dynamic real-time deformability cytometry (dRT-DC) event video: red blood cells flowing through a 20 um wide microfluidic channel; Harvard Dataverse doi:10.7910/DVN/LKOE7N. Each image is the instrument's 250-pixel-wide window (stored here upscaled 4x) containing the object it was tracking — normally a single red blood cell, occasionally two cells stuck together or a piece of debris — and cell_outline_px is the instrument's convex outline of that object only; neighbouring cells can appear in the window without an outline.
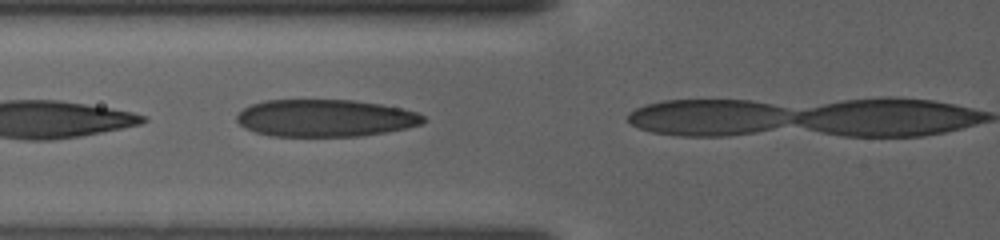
{"species": "human", "species_latin": "Homo sapiens", "temperature_condition": "warm", "stored_images_in_passage": 7, "camera_frame_rate_fps": 3000, "um_per_image_px": 0.085, "donor": {"sex": "female"}, "frame": {"image": 1, "passage_image": 6, "time_ms": 1.667, "image_size_px": [1000, 240], "cell_outline_px": [[428, 120], [420, 124], [408, 128], [388, 132], [360, 136], [272, 136], [256, 132], [244, 128], [236, 120], [236, 116], [244, 108], [252, 104], [264, 100], [352, 100], [380, 104], [400, 108], [416, 112], [424, 116]], "centroid_in_image_um": [27.66, 10.04], "position_along_channel_um": 98.1, "area_um2": 40.58}}